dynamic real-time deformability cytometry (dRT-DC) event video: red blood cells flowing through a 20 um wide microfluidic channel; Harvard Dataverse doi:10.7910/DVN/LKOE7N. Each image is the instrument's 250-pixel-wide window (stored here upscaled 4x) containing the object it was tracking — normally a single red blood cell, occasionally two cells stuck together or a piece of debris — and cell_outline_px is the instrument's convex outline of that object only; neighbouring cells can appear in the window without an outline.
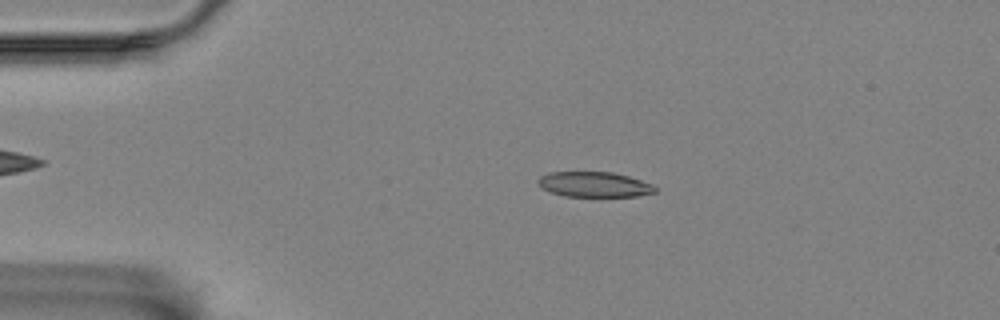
{"species": "Egyptian fruit bat (a non-hibernating species)", "species_latin": "Rousettus aegyptiacus", "temperature_condition": "room temperature", "stored_images_in_passage": 57, "camera_frame_rate_fps": 3000, "um_per_image_px": 0.085, "animal": {"sex": "female"}, "frame": {"image": 1, "passage_image": 11, "time_ms": 3.333, "image_size_px": [1000, 320], "cell_outline_px": [[656, 192], [636, 196], [564, 196], [552, 192], [544, 188], [536, 180], [540, 176], [548, 172], [612, 172], [628, 176], [652, 184], [656, 188]], "centroid_in_image_um": [50.51, 15.67], "position_along_channel_um": 34.5, "area_um2": 16.99}}
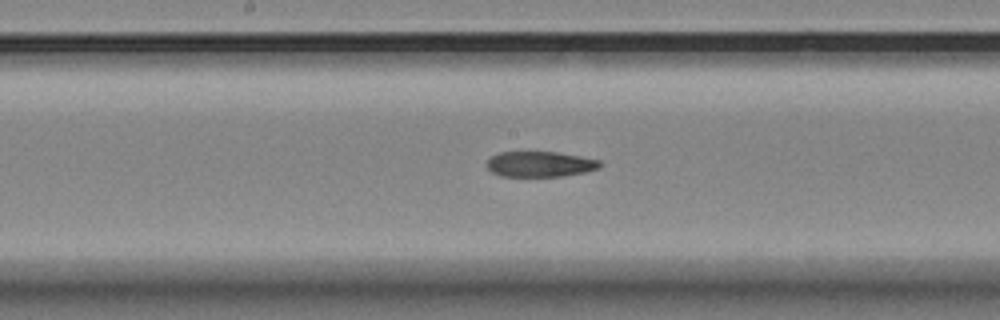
{"frame": {"image": 2, "passage_image": 29, "time_ms": 9.333, "image_size_px": [1000, 320], "cell_outline_px": [[604, 164], [600, 168], [584, 172], [564, 176], [500, 176], [492, 172], [484, 164], [492, 156], [500, 152], [556, 152], [580, 156], [600, 160]], "centroid_in_image_um": [45.92, 13.95], "position_along_channel_um": 202.3, "area_um2": 16.88}}
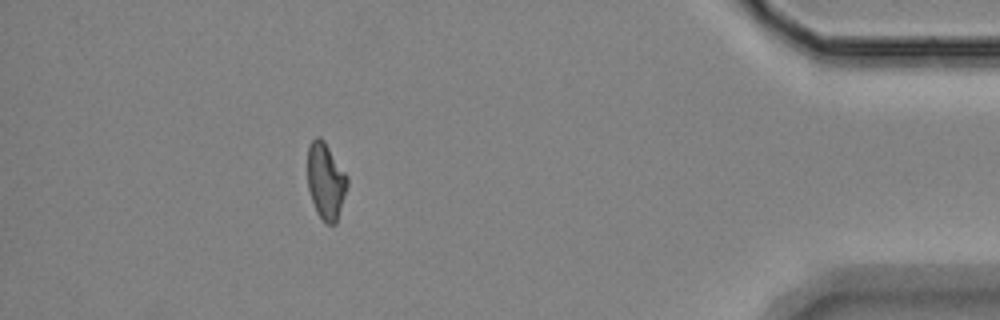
{"frame": {"image": 3, "passage_image": 51, "time_ms": 16.667, "image_size_px": [1000, 320], "cell_outline_px": [[348, 184], [336, 224], [328, 224], [316, 212], [308, 188], [308, 148], [312, 140], [316, 136], [320, 136], [324, 140], [348, 176]], "centroid_in_image_um": [27.7, 15.37], "position_along_channel_um": 407.5, "area_um2": 17.63}}